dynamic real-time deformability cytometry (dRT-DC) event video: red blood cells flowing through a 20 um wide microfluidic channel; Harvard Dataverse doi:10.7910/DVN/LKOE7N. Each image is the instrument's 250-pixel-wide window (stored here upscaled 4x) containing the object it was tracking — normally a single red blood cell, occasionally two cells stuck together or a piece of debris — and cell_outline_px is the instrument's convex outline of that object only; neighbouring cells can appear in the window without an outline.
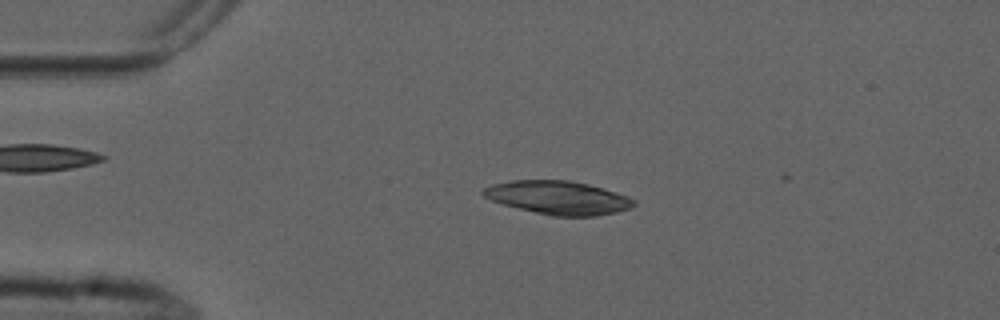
{"species": "common noctule bat (a hibernating species)", "species_latin": "Nyctalus noctula", "temperature_condition": "cold", "stored_images_in_passage": 5, "camera_frame_rate_fps": 3000, "um_per_image_px": 0.085, "animal": {"sex": "male", "forearm_length_mm": 52.5}, "frame": {"image": 1, "passage_image": 4, "time_ms": 3.333, "image_size_px": [1000, 320], "cell_outline_px": [[636, 204], [628, 208], [616, 212], [596, 216], [552, 216], [504, 204], [492, 200], [484, 196], [480, 192], [484, 188], [492, 184], [512, 180], [568, 180], [588, 184], [604, 188], [628, 196], [636, 200]], "centroid_in_image_um": [47.46, 16.79], "position_along_channel_um": 37.5, "area_um2": 29.19}}